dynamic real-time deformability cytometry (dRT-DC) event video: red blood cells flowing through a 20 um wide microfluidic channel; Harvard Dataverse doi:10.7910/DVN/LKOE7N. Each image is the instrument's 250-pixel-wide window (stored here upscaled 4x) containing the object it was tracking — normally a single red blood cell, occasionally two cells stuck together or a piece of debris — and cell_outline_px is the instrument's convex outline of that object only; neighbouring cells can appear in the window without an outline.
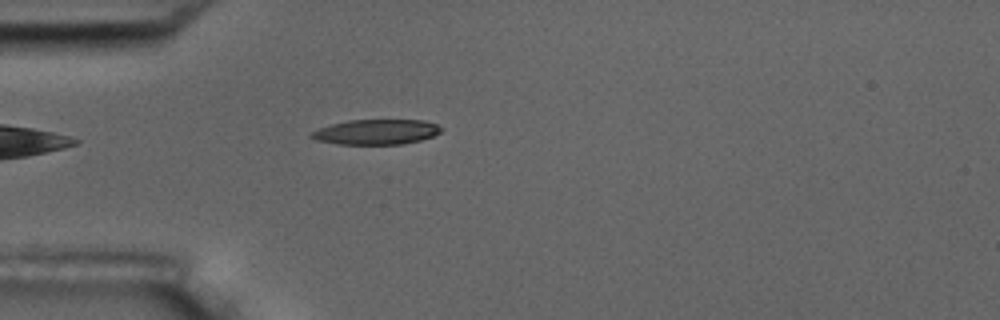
{"species": "common noctule bat (a hibernating species)", "species_latin": "Nyctalus noctula", "temperature_condition": "room temperature", "stored_images_in_passage": 3, "camera_frame_rate_fps": 3000, "um_per_image_px": 0.085, "animal": {"sex": "male", "body_mass_g": 17.5, "forearm_length_mm": 52.3}, "frame": {"image": 1, "passage_image": 3, "time_ms": 3.0, "image_size_px": [1000, 320], "cell_outline_px": [[444, 128], [440, 132], [432, 136], [420, 140], [404, 144], [336, 144], [316, 140], [308, 136], [312, 132], [320, 128], [332, 124], [348, 120], [424, 120], [436, 124]], "centroid_in_image_um": [31.99, 11.21], "position_along_channel_um": 53.0, "area_um2": 18.96}}